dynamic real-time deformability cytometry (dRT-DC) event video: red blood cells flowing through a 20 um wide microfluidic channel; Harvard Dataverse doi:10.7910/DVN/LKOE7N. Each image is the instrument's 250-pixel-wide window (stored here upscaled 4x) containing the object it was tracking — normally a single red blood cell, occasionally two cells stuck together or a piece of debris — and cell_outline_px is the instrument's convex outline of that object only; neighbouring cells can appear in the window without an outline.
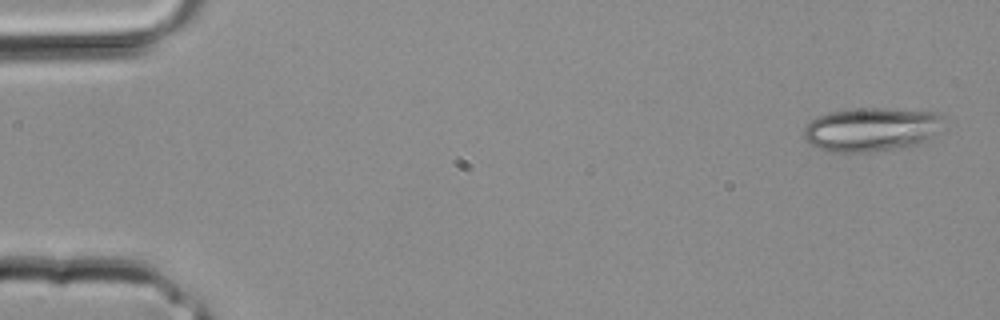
{"species": "common noctule bat (a hibernating species)", "species_latin": "Nyctalus noctula", "temperature_condition": "room temperature", "stored_images_in_passage": 34, "camera_frame_rate_fps": 3000, "um_per_image_px": 0.085, "animal": {"sex": "male", "body_mass_g": 20.4}, "frame": {"image": 1, "passage_image": 1, "time_ms": 0.0, "image_size_px": [1000, 320], "cell_outline_px": [[940, 132], [916, 144], [900, 148], [872, 152], [832, 152], [820, 148], [804, 140], [800, 136], [804, 128], [816, 116], [832, 112], [860, 108], [888, 108], [940, 112]], "centroid_in_image_um": [74.04, 11.0], "position_along_channel_um": 11.0, "area_um2": 35.72}}
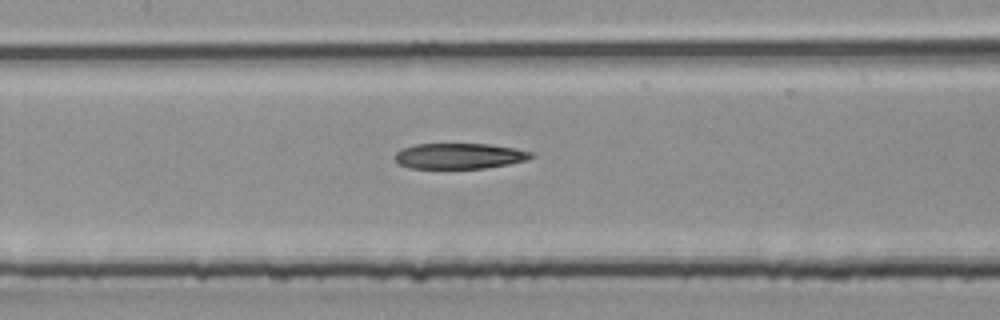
{"frame": {"image": 2, "passage_image": 16, "time_ms": 5.0, "image_size_px": [1000, 320], "cell_outline_px": [[536, 156], [528, 160], [508, 164], [484, 168], [408, 168], [396, 164], [396, 152], [404, 148], [416, 144], [488, 144], [512, 148], [532, 152]], "centroid_in_image_um": [39.05, 13.26], "position_along_channel_um": 168.4, "area_um2": 20.29}}
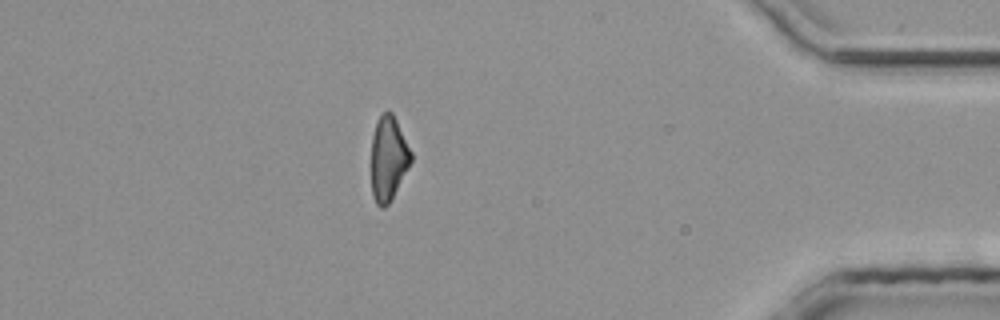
{"frame": {"image": 3, "passage_image": 30, "time_ms": 9.667, "image_size_px": [1000, 320], "cell_outline_px": [[412, 160], [408, 168], [388, 204], [384, 208], [380, 208], [376, 204], [372, 196], [372, 136], [376, 120], [384, 112], [392, 112], [412, 152]], "centroid_in_image_um": [33.0, 13.47], "position_along_channel_um": 402.2, "area_um2": 19.36}}